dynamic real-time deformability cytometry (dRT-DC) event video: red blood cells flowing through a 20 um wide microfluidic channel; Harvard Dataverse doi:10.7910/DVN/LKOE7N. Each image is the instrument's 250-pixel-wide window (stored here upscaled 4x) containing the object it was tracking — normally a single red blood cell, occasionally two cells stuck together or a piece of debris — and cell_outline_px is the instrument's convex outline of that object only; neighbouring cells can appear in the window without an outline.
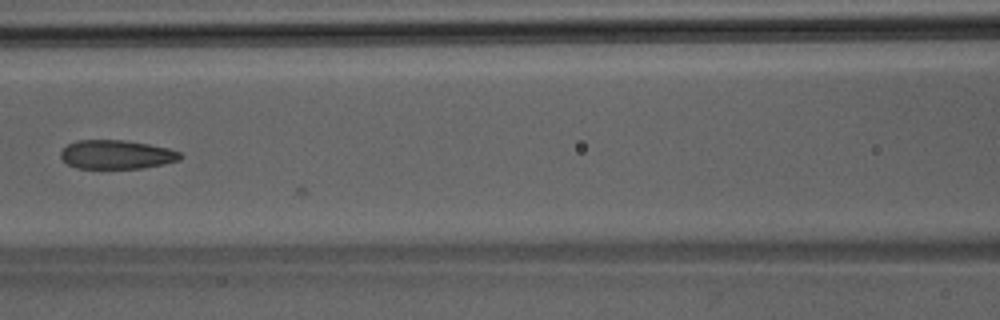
{"species": "Egyptian fruit bat (a non-hibernating species)", "species_latin": "Rousettus aegyptiacus", "temperature_condition": "room temperature", "stored_images_in_passage": 22, "camera_frame_rate_fps": 3000, "um_per_image_px": 0.085, "animal": {"sex": "male"}, "frame": {"image": 1, "passage_image": 21, "time_ms": 6.667, "image_size_px": [1000, 320], "cell_outline_px": [[184, 156], [180, 160], [164, 164], [144, 168], [76, 168], [68, 164], [60, 156], [60, 152], [68, 144], [76, 140], [124, 140], [148, 144], [168, 148], [180, 152]], "centroid_in_image_um": [9.93, 13.13], "position_along_channel_um": 156.7, "area_um2": 20.17}}